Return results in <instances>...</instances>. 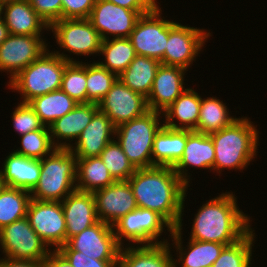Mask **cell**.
Instances as JSON below:
<instances>
[{"instance_id":"1","label":"cell","mask_w":267,"mask_h":267,"mask_svg":"<svg viewBox=\"0 0 267 267\" xmlns=\"http://www.w3.org/2000/svg\"><path fill=\"white\" fill-rule=\"evenodd\" d=\"M137 206L157 212L173 228L183 226L188 187L170 166L136 169L127 180Z\"/></svg>"},{"instance_id":"2","label":"cell","mask_w":267,"mask_h":267,"mask_svg":"<svg viewBox=\"0 0 267 267\" xmlns=\"http://www.w3.org/2000/svg\"><path fill=\"white\" fill-rule=\"evenodd\" d=\"M233 193L222 192L200 206L192 222L190 239L228 246L238 242L252 229L251 217L239 208Z\"/></svg>"},{"instance_id":"3","label":"cell","mask_w":267,"mask_h":267,"mask_svg":"<svg viewBox=\"0 0 267 267\" xmlns=\"http://www.w3.org/2000/svg\"><path fill=\"white\" fill-rule=\"evenodd\" d=\"M259 134L257 125L248 117H239L230 126L210 133L215 149L214 173L224 169L244 170L257 157Z\"/></svg>"},{"instance_id":"4","label":"cell","mask_w":267,"mask_h":267,"mask_svg":"<svg viewBox=\"0 0 267 267\" xmlns=\"http://www.w3.org/2000/svg\"><path fill=\"white\" fill-rule=\"evenodd\" d=\"M48 50L29 66L20 71L11 81L8 89L20 94V102L29 103L32 99L61 88L62 76L70 62H78L71 55Z\"/></svg>"},{"instance_id":"5","label":"cell","mask_w":267,"mask_h":267,"mask_svg":"<svg viewBox=\"0 0 267 267\" xmlns=\"http://www.w3.org/2000/svg\"><path fill=\"white\" fill-rule=\"evenodd\" d=\"M40 161V177L31 199L61 202L76 191L77 158L69 148H55Z\"/></svg>"},{"instance_id":"6","label":"cell","mask_w":267,"mask_h":267,"mask_svg":"<svg viewBox=\"0 0 267 267\" xmlns=\"http://www.w3.org/2000/svg\"><path fill=\"white\" fill-rule=\"evenodd\" d=\"M161 118L162 113L149 110L143 116L115 127L114 139L135 169L152 167L153 142L164 126Z\"/></svg>"},{"instance_id":"7","label":"cell","mask_w":267,"mask_h":267,"mask_svg":"<svg viewBox=\"0 0 267 267\" xmlns=\"http://www.w3.org/2000/svg\"><path fill=\"white\" fill-rule=\"evenodd\" d=\"M165 228L169 234L174 229L157 212L139 207L123 216L113 225L116 240L121 247L131 246V243L134 246L135 244L138 246L167 243L168 239L159 238L164 231L166 232ZM125 240L127 243L124 244Z\"/></svg>"},{"instance_id":"8","label":"cell","mask_w":267,"mask_h":267,"mask_svg":"<svg viewBox=\"0 0 267 267\" xmlns=\"http://www.w3.org/2000/svg\"><path fill=\"white\" fill-rule=\"evenodd\" d=\"M206 29L190 27L179 22L171 20L169 23L168 41L166 43L165 53L162 58V64L179 66L190 69L193 61L200 54L208 38L212 36Z\"/></svg>"},{"instance_id":"9","label":"cell","mask_w":267,"mask_h":267,"mask_svg":"<svg viewBox=\"0 0 267 267\" xmlns=\"http://www.w3.org/2000/svg\"><path fill=\"white\" fill-rule=\"evenodd\" d=\"M0 249L9 259L43 262L51 251L30 226L27 217L0 229Z\"/></svg>"},{"instance_id":"10","label":"cell","mask_w":267,"mask_h":267,"mask_svg":"<svg viewBox=\"0 0 267 267\" xmlns=\"http://www.w3.org/2000/svg\"><path fill=\"white\" fill-rule=\"evenodd\" d=\"M49 31L65 53L89 57L100 54L102 39L89 19H60L49 26Z\"/></svg>"},{"instance_id":"11","label":"cell","mask_w":267,"mask_h":267,"mask_svg":"<svg viewBox=\"0 0 267 267\" xmlns=\"http://www.w3.org/2000/svg\"><path fill=\"white\" fill-rule=\"evenodd\" d=\"M162 7L141 15L129 39L132 42L136 55H142L161 62L168 41L169 23L162 18Z\"/></svg>"},{"instance_id":"12","label":"cell","mask_w":267,"mask_h":267,"mask_svg":"<svg viewBox=\"0 0 267 267\" xmlns=\"http://www.w3.org/2000/svg\"><path fill=\"white\" fill-rule=\"evenodd\" d=\"M26 217L50 250H58L66 244V222L61 202L31 199Z\"/></svg>"},{"instance_id":"13","label":"cell","mask_w":267,"mask_h":267,"mask_svg":"<svg viewBox=\"0 0 267 267\" xmlns=\"http://www.w3.org/2000/svg\"><path fill=\"white\" fill-rule=\"evenodd\" d=\"M43 36L10 34L0 44V72L9 73V81L48 50Z\"/></svg>"},{"instance_id":"14","label":"cell","mask_w":267,"mask_h":267,"mask_svg":"<svg viewBox=\"0 0 267 267\" xmlns=\"http://www.w3.org/2000/svg\"><path fill=\"white\" fill-rule=\"evenodd\" d=\"M151 11L154 10H131L106 0H96L89 20L102 40L129 38L138 18Z\"/></svg>"},{"instance_id":"15","label":"cell","mask_w":267,"mask_h":267,"mask_svg":"<svg viewBox=\"0 0 267 267\" xmlns=\"http://www.w3.org/2000/svg\"><path fill=\"white\" fill-rule=\"evenodd\" d=\"M97 105L115 127L139 118L149 111L146 98L142 94L132 91L119 79Z\"/></svg>"},{"instance_id":"16","label":"cell","mask_w":267,"mask_h":267,"mask_svg":"<svg viewBox=\"0 0 267 267\" xmlns=\"http://www.w3.org/2000/svg\"><path fill=\"white\" fill-rule=\"evenodd\" d=\"M66 244L99 261H118L121 246L116 240L113 226L98 221L79 234L69 238Z\"/></svg>"},{"instance_id":"17","label":"cell","mask_w":267,"mask_h":267,"mask_svg":"<svg viewBox=\"0 0 267 267\" xmlns=\"http://www.w3.org/2000/svg\"><path fill=\"white\" fill-rule=\"evenodd\" d=\"M99 221L113 226L119 219L138 208L128 181L115 183L93 192Z\"/></svg>"},{"instance_id":"18","label":"cell","mask_w":267,"mask_h":267,"mask_svg":"<svg viewBox=\"0 0 267 267\" xmlns=\"http://www.w3.org/2000/svg\"><path fill=\"white\" fill-rule=\"evenodd\" d=\"M187 71L183 67L160 64L146 98L148 109L160 113L165 111L187 89L184 82Z\"/></svg>"},{"instance_id":"19","label":"cell","mask_w":267,"mask_h":267,"mask_svg":"<svg viewBox=\"0 0 267 267\" xmlns=\"http://www.w3.org/2000/svg\"><path fill=\"white\" fill-rule=\"evenodd\" d=\"M215 149L209 134L187 129V144L181 159L173 166L180 179L190 187V168L214 172ZM188 169V170H187Z\"/></svg>"},{"instance_id":"20","label":"cell","mask_w":267,"mask_h":267,"mask_svg":"<svg viewBox=\"0 0 267 267\" xmlns=\"http://www.w3.org/2000/svg\"><path fill=\"white\" fill-rule=\"evenodd\" d=\"M114 138L115 126L105 113L98 110L69 149L77 159L98 157Z\"/></svg>"},{"instance_id":"21","label":"cell","mask_w":267,"mask_h":267,"mask_svg":"<svg viewBox=\"0 0 267 267\" xmlns=\"http://www.w3.org/2000/svg\"><path fill=\"white\" fill-rule=\"evenodd\" d=\"M182 229V226H178L168 235L172 239V245L176 248L177 253L175 254H178L176 256L177 259H174V267H211L226 245L217 242L188 239L187 247H184L182 244Z\"/></svg>"},{"instance_id":"22","label":"cell","mask_w":267,"mask_h":267,"mask_svg":"<svg viewBox=\"0 0 267 267\" xmlns=\"http://www.w3.org/2000/svg\"><path fill=\"white\" fill-rule=\"evenodd\" d=\"M98 110V105L94 103L78 104L72 111L58 118L49 127L53 145L56 148H70Z\"/></svg>"},{"instance_id":"23","label":"cell","mask_w":267,"mask_h":267,"mask_svg":"<svg viewBox=\"0 0 267 267\" xmlns=\"http://www.w3.org/2000/svg\"><path fill=\"white\" fill-rule=\"evenodd\" d=\"M66 222V242L99 220L93 193L74 191L61 201Z\"/></svg>"},{"instance_id":"24","label":"cell","mask_w":267,"mask_h":267,"mask_svg":"<svg viewBox=\"0 0 267 267\" xmlns=\"http://www.w3.org/2000/svg\"><path fill=\"white\" fill-rule=\"evenodd\" d=\"M9 34L43 35L48 24L36 13L28 0L2 3V13Z\"/></svg>"},{"instance_id":"25","label":"cell","mask_w":267,"mask_h":267,"mask_svg":"<svg viewBox=\"0 0 267 267\" xmlns=\"http://www.w3.org/2000/svg\"><path fill=\"white\" fill-rule=\"evenodd\" d=\"M124 247L120 249L117 267H174L175 256L169 242Z\"/></svg>"},{"instance_id":"26","label":"cell","mask_w":267,"mask_h":267,"mask_svg":"<svg viewBox=\"0 0 267 267\" xmlns=\"http://www.w3.org/2000/svg\"><path fill=\"white\" fill-rule=\"evenodd\" d=\"M4 160L0 169L3 184L31 192L39 181L41 161L27 158L14 151L9 152Z\"/></svg>"},{"instance_id":"27","label":"cell","mask_w":267,"mask_h":267,"mask_svg":"<svg viewBox=\"0 0 267 267\" xmlns=\"http://www.w3.org/2000/svg\"><path fill=\"white\" fill-rule=\"evenodd\" d=\"M200 107L201 95L193 88L187 87V89L162 112V122L166 127L172 129H188L195 131L197 129Z\"/></svg>"},{"instance_id":"28","label":"cell","mask_w":267,"mask_h":267,"mask_svg":"<svg viewBox=\"0 0 267 267\" xmlns=\"http://www.w3.org/2000/svg\"><path fill=\"white\" fill-rule=\"evenodd\" d=\"M186 144L187 129H172L164 125L153 142L152 167H173L181 159Z\"/></svg>"},{"instance_id":"29","label":"cell","mask_w":267,"mask_h":267,"mask_svg":"<svg viewBox=\"0 0 267 267\" xmlns=\"http://www.w3.org/2000/svg\"><path fill=\"white\" fill-rule=\"evenodd\" d=\"M161 62L142 55H136L118 77V79L132 91L142 94L147 98L151 92L156 72Z\"/></svg>"},{"instance_id":"30","label":"cell","mask_w":267,"mask_h":267,"mask_svg":"<svg viewBox=\"0 0 267 267\" xmlns=\"http://www.w3.org/2000/svg\"><path fill=\"white\" fill-rule=\"evenodd\" d=\"M115 182L116 180L112 177L99 156L77 159V191L93 193Z\"/></svg>"},{"instance_id":"31","label":"cell","mask_w":267,"mask_h":267,"mask_svg":"<svg viewBox=\"0 0 267 267\" xmlns=\"http://www.w3.org/2000/svg\"><path fill=\"white\" fill-rule=\"evenodd\" d=\"M28 104L47 127H50L58 118L63 117L78 105L61 89L36 97Z\"/></svg>"},{"instance_id":"32","label":"cell","mask_w":267,"mask_h":267,"mask_svg":"<svg viewBox=\"0 0 267 267\" xmlns=\"http://www.w3.org/2000/svg\"><path fill=\"white\" fill-rule=\"evenodd\" d=\"M99 55L104 60H99L98 63L118 77L136 57L130 39L121 37L102 40Z\"/></svg>"},{"instance_id":"33","label":"cell","mask_w":267,"mask_h":267,"mask_svg":"<svg viewBox=\"0 0 267 267\" xmlns=\"http://www.w3.org/2000/svg\"><path fill=\"white\" fill-rule=\"evenodd\" d=\"M238 117L230 115L223 100L217 97H201V107L196 132L210 134L230 126Z\"/></svg>"},{"instance_id":"34","label":"cell","mask_w":267,"mask_h":267,"mask_svg":"<svg viewBox=\"0 0 267 267\" xmlns=\"http://www.w3.org/2000/svg\"><path fill=\"white\" fill-rule=\"evenodd\" d=\"M30 200L29 191L4 185L0 190V229L26 217Z\"/></svg>"},{"instance_id":"35","label":"cell","mask_w":267,"mask_h":267,"mask_svg":"<svg viewBox=\"0 0 267 267\" xmlns=\"http://www.w3.org/2000/svg\"><path fill=\"white\" fill-rule=\"evenodd\" d=\"M256 236L252 227L238 242L225 246L211 267H251Z\"/></svg>"},{"instance_id":"36","label":"cell","mask_w":267,"mask_h":267,"mask_svg":"<svg viewBox=\"0 0 267 267\" xmlns=\"http://www.w3.org/2000/svg\"><path fill=\"white\" fill-rule=\"evenodd\" d=\"M118 76L97 61L86 62L87 103L98 104L113 86Z\"/></svg>"},{"instance_id":"37","label":"cell","mask_w":267,"mask_h":267,"mask_svg":"<svg viewBox=\"0 0 267 267\" xmlns=\"http://www.w3.org/2000/svg\"><path fill=\"white\" fill-rule=\"evenodd\" d=\"M77 104H87L86 63L70 62L63 73L61 88Z\"/></svg>"},{"instance_id":"38","label":"cell","mask_w":267,"mask_h":267,"mask_svg":"<svg viewBox=\"0 0 267 267\" xmlns=\"http://www.w3.org/2000/svg\"><path fill=\"white\" fill-rule=\"evenodd\" d=\"M20 140L21 147L14 152L27 158L41 160L56 148L52 143L50 129L47 126L21 135Z\"/></svg>"},{"instance_id":"39","label":"cell","mask_w":267,"mask_h":267,"mask_svg":"<svg viewBox=\"0 0 267 267\" xmlns=\"http://www.w3.org/2000/svg\"><path fill=\"white\" fill-rule=\"evenodd\" d=\"M99 157L116 181H127L136 170L116 140L110 142Z\"/></svg>"},{"instance_id":"40","label":"cell","mask_w":267,"mask_h":267,"mask_svg":"<svg viewBox=\"0 0 267 267\" xmlns=\"http://www.w3.org/2000/svg\"><path fill=\"white\" fill-rule=\"evenodd\" d=\"M11 118L13 128H15L14 132L16 131L19 136L44 127V124L28 103H18L11 114Z\"/></svg>"},{"instance_id":"41","label":"cell","mask_w":267,"mask_h":267,"mask_svg":"<svg viewBox=\"0 0 267 267\" xmlns=\"http://www.w3.org/2000/svg\"><path fill=\"white\" fill-rule=\"evenodd\" d=\"M58 251L73 267H117V261H99L90 258L80 251L72 250L67 244L62 245Z\"/></svg>"},{"instance_id":"42","label":"cell","mask_w":267,"mask_h":267,"mask_svg":"<svg viewBox=\"0 0 267 267\" xmlns=\"http://www.w3.org/2000/svg\"><path fill=\"white\" fill-rule=\"evenodd\" d=\"M36 13L50 26L62 19V0H28Z\"/></svg>"},{"instance_id":"43","label":"cell","mask_w":267,"mask_h":267,"mask_svg":"<svg viewBox=\"0 0 267 267\" xmlns=\"http://www.w3.org/2000/svg\"><path fill=\"white\" fill-rule=\"evenodd\" d=\"M96 0H62V19H89Z\"/></svg>"},{"instance_id":"44","label":"cell","mask_w":267,"mask_h":267,"mask_svg":"<svg viewBox=\"0 0 267 267\" xmlns=\"http://www.w3.org/2000/svg\"><path fill=\"white\" fill-rule=\"evenodd\" d=\"M115 5L131 10H155L159 5L156 0H106Z\"/></svg>"},{"instance_id":"45","label":"cell","mask_w":267,"mask_h":267,"mask_svg":"<svg viewBox=\"0 0 267 267\" xmlns=\"http://www.w3.org/2000/svg\"><path fill=\"white\" fill-rule=\"evenodd\" d=\"M43 267H73L70 262L58 251L51 250L43 261Z\"/></svg>"},{"instance_id":"46","label":"cell","mask_w":267,"mask_h":267,"mask_svg":"<svg viewBox=\"0 0 267 267\" xmlns=\"http://www.w3.org/2000/svg\"><path fill=\"white\" fill-rule=\"evenodd\" d=\"M0 267H43V262L33 260L0 258Z\"/></svg>"},{"instance_id":"47","label":"cell","mask_w":267,"mask_h":267,"mask_svg":"<svg viewBox=\"0 0 267 267\" xmlns=\"http://www.w3.org/2000/svg\"><path fill=\"white\" fill-rule=\"evenodd\" d=\"M9 31L2 17H0V44L9 36Z\"/></svg>"},{"instance_id":"48","label":"cell","mask_w":267,"mask_h":267,"mask_svg":"<svg viewBox=\"0 0 267 267\" xmlns=\"http://www.w3.org/2000/svg\"><path fill=\"white\" fill-rule=\"evenodd\" d=\"M2 3H7V2H11V1H22V0H1Z\"/></svg>"},{"instance_id":"49","label":"cell","mask_w":267,"mask_h":267,"mask_svg":"<svg viewBox=\"0 0 267 267\" xmlns=\"http://www.w3.org/2000/svg\"><path fill=\"white\" fill-rule=\"evenodd\" d=\"M4 184H3V181L1 180V177H0V190L3 188Z\"/></svg>"},{"instance_id":"50","label":"cell","mask_w":267,"mask_h":267,"mask_svg":"<svg viewBox=\"0 0 267 267\" xmlns=\"http://www.w3.org/2000/svg\"><path fill=\"white\" fill-rule=\"evenodd\" d=\"M1 13H2V1L0 0V17H1Z\"/></svg>"}]
</instances>
